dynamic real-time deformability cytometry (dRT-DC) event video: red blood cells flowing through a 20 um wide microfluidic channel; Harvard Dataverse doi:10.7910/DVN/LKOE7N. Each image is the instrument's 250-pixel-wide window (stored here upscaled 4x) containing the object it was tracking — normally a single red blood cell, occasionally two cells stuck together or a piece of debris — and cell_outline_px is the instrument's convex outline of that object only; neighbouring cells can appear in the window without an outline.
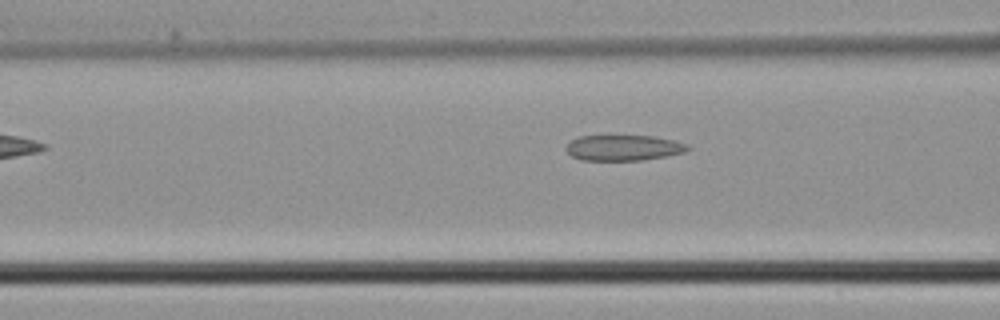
{"species": "common noctule bat (a hibernating species)", "species_latin": "Nyctalus noctula", "temperature_condition": "cold", "stored_images_in_passage": 5, "camera_frame_rate_fps": 3000, "um_per_image_px": 0.085, "animal": {"sex": "male", "body_mass_g": 21.5, "forearm_length_mm": 52.0}, "frame": {"image": 1, "passage_image": 4, "time_ms": 1.0, "image_size_px": [1000, 320], "cell_outline_px": [[692, 148], [684, 152], [664, 156], [640, 160], [580, 160], [572, 156], [564, 148], [572, 140], [580, 136], [656, 136], [676, 140], [688, 144]], "centroid_in_image_um": [53.03, 12.55], "position_along_channel_um": 113.6, "area_um2": 18.15}}